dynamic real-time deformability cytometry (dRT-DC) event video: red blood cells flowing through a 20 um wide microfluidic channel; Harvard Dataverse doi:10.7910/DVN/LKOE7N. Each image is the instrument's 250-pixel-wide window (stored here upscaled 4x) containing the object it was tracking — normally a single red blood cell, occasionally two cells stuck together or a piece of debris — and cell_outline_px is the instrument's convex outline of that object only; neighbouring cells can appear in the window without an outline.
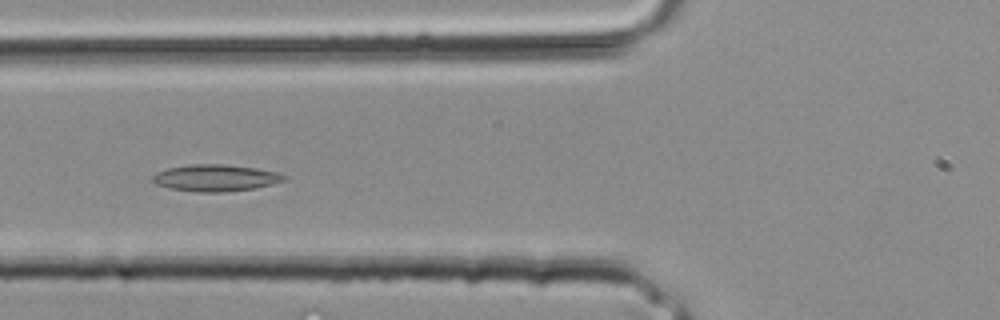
{"species": "common noctule bat (a hibernating species)", "species_latin": "Nyctalus noctula", "temperature_condition": "room temperature", "stored_images_in_passage": 31, "segment_of_instrument_passage": [1, 2], "camera_frame_rate_fps": 3000, "um_per_image_px": 0.085, "animal": {"sex": "male", "body_mass_g": 20.4}, "frame": {"image": 1, "passage_image": 9, "time_ms": 2.667, "image_size_px": [1000, 320], "cell_outline_px": [[288, 176], [284, 180], [272, 184], [256, 188], [224, 192], [196, 192], [172, 188], [156, 184], [152, 180], [152, 176], [156, 172], [168, 168], [192, 164], [220, 164], [256, 168], [276, 172]], "centroid_in_image_um": [18.32, 15.12], "position_along_channel_um": 107.5, "area_um2": 20.35}}
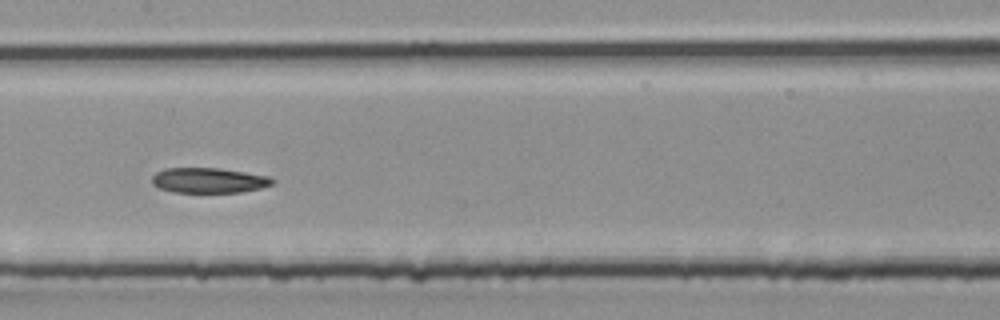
{"frame": {"image": 2, "passage_image": 13, "time_ms": 4.0, "image_size_px": [1000, 320], "cell_outline_px": [[276, 180], [272, 184], [260, 188], [240, 192], [172, 192], [160, 188], [152, 184], [152, 176], [156, 172], [164, 168], [220, 168], [268, 176]], "centroid_in_image_um": [17.72, 15.32], "position_along_channel_um": 189.7, "area_um2": 17.63}}
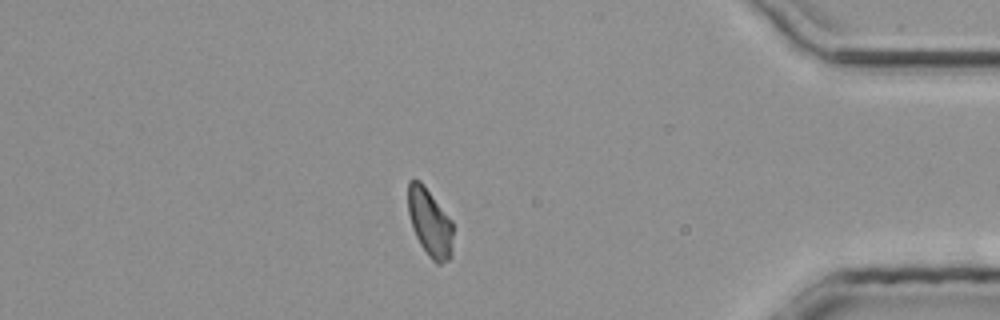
{"frame": {"image": 3, "passage_image": 25, "time_ms": 8.0, "image_size_px": [1000, 320], "cell_outline_px": [[452, 256], [448, 260], [440, 264], [436, 264], [428, 256], [420, 244], [412, 228], [408, 212], [408, 180], [420, 180], [424, 184], [452, 220]], "centroid_in_image_um": [36.53, 18.92], "position_along_channel_um": 398.7, "area_um2": 17.98}}